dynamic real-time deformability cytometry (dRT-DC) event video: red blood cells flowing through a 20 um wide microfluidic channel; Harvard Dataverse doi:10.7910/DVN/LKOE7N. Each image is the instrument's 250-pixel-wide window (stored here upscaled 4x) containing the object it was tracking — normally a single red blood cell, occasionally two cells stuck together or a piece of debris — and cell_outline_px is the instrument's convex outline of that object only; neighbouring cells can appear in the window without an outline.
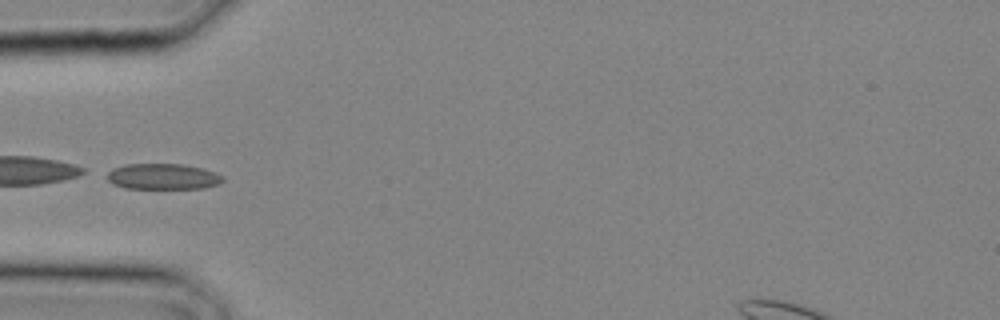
{"species": "common noctule bat (a hibernating species)", "species_latin": "Nyctalus noctula", "temperature_condition": "cold", "stored_images_in_passage": 12, "camera_frame_rate_fps": 3000, "um_per_image_px": 0.085, "animal": {"sex": "male", "body_mass_g": 20.4}, "frame": {"image": 1, "passage_image": 7, "time_ms": 2.0, "image_size_px": [1000, 320], "cell_outline_px": [[224, 180], [220, 184], [204, 188], [124, 188], [112, 184], [108, 180], [104, 172], [112, 168], [124, 164], [184, 164], [204, 168], [216, 172], [224, 176]], "centroid_in_image_um": [13.83, 14.99], "position_along_channel_um": 71.2, "area_um2": 17.8}}
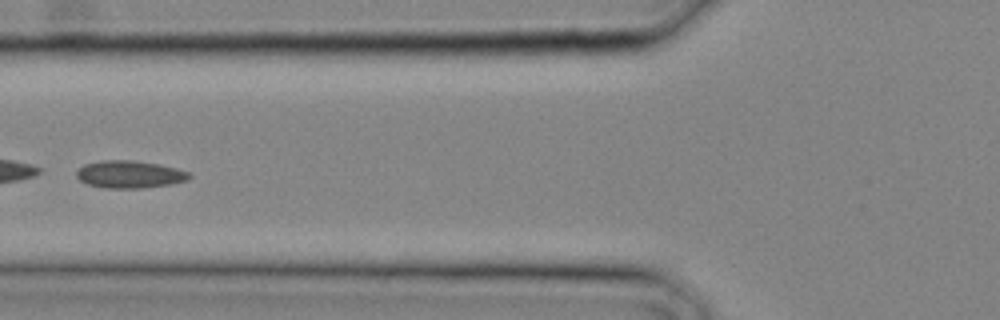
{"frame": {"image": 2, "passage_image": 9, "time_ms": 2.667, "image_size_px": [1000, 320], "cell_outline_px": [[192, 176], [188, 180], [168, 184], [140, 188], [108, 188], [88, 184], [80, 180], [76, 176], [76, 172], [84, 164], [100, 160], [132, 160], [160, 164], [176, 168], [188, 172]], "centroid_in_image_um": [11.01, 14.81], "position_along_channel_um": 114.8, "area_um2": 17.92}}